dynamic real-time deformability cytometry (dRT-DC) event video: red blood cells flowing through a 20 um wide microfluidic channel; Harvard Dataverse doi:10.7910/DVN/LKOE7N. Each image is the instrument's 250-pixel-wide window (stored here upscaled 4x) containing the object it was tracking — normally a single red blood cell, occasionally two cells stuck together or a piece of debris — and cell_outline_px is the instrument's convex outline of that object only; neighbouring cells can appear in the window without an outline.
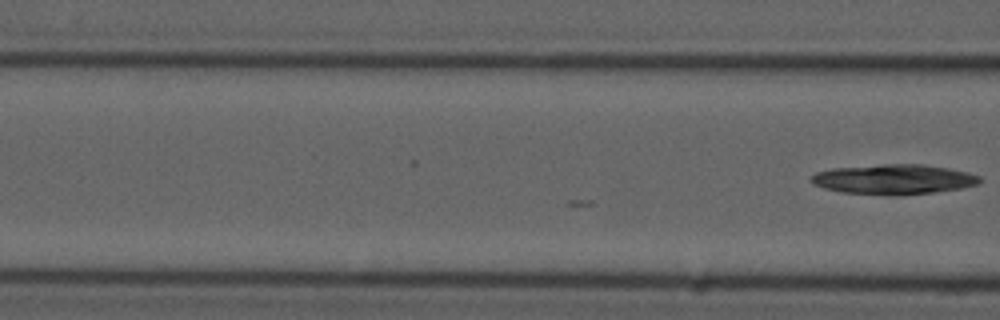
{"species": "common noctule bat (a hibernating species)", "species_latin": "Nyctalus noctula", "temperature_condition": "cold", "stored_images_in_passage": 4, "camera_frame_rate_fps": 3000, "um_per_image_px": 0.085, "animal": {"sex": "male", "forearm_length_mm": 52.5}, "frame": {"image": 1, "passage_image": 4, "time_ms": 1.0, "image_size_px": [1000, 320], "cell_outline_px": [[984, 180], [976, 184], [960, 188], [932, 192], [900, 196], [888, 196], [844, 192], [824, 188], [812, 184], [808, 180], [816, 172], [832, 168], [884, 164], [920, 164], [948, 168], [968, 172], [980, 176]], "centroid_in_image_um": [75.94, 15.25], "position_along_channel_um": 90.7, "area_um2": 29.59}}